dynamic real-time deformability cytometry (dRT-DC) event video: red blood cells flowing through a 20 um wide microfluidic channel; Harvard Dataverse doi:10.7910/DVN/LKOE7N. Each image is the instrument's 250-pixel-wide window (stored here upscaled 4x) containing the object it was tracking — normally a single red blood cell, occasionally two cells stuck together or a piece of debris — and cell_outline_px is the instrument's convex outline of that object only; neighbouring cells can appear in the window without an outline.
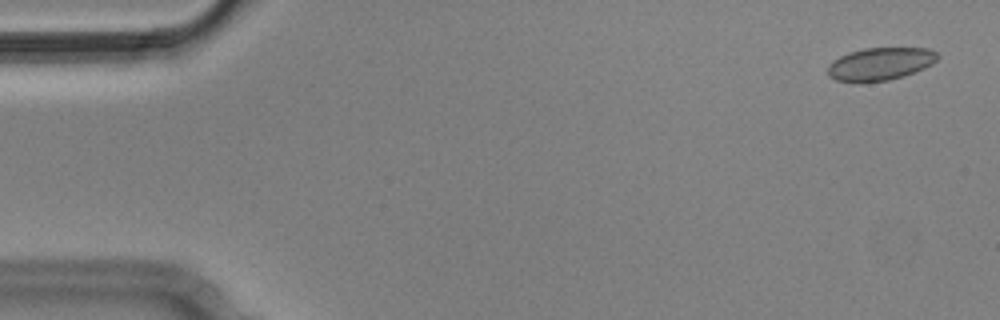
{"species": "Egyptian fruit bat (a non-hibernating species)", "species_latin": "Rousettus aegyptiacus", "temperature_condition": "cold", "stored_images_in_passage": 6, "camera_frame_rate_fps": 3000, "um_per_image_px": 0.085, "animal": {"sex": "male"}, "frame": {"image": 1, "passage_image": 1, "time_ms": 0.0, "image_size_px": [1000, 320], "cell_outline_px": [[940, 56], [932, 64], [924, 68], [904, 76], [888, 80], [856, 84], [836, 80], [828, 76], [828, 64], [832, 60], [848, 52], [864, 48], [928, 48], [936, 52]], "centroid_in_image_um": [74.77, 5.45], "position_along_channel_um": 10.2, "area_um2": 21.33}}
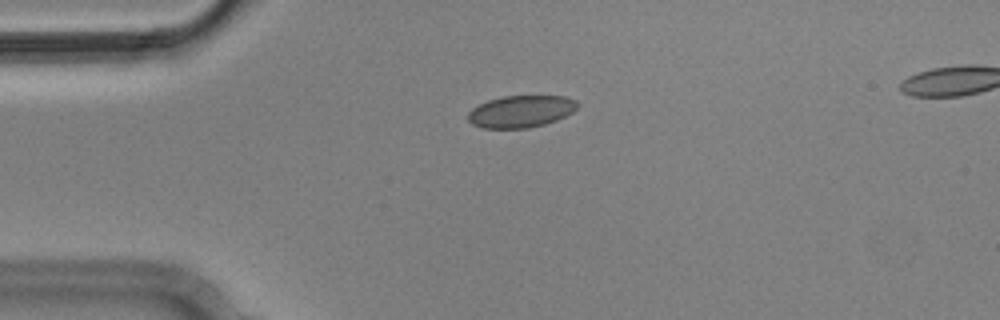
{"frame": {"image": 2, "passage_image": 4, "time_ms": 1.0, "image_size_px": [1000, 320], "cell_outline_px": [[580, 104], [572, 112], [556, 120], [544, 124], [528, 128], [484, 128], [472, 124], [468, 120], [468, 112], [472, 108], [488, 100], [504, 96], [564, 96], [576, 100]], "centroid_in_image_um": [44.27, 9.47], "position_along_channel_um": 40.7, "area_um2": 20.35}}